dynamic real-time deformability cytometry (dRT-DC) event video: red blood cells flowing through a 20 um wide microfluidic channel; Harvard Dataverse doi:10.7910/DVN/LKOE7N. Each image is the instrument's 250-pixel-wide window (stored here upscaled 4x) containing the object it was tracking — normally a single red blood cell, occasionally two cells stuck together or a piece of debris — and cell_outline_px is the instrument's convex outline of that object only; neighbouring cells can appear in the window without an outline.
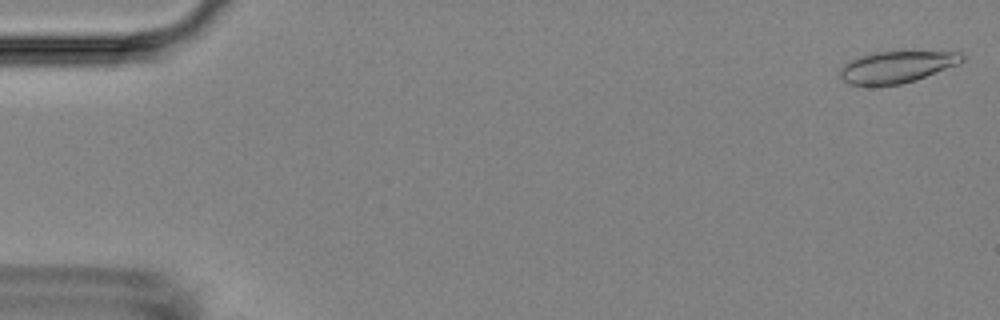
{"species": "Egyptian fruit bat (a non-hibernating species)", "species_latin": "Rousettus aegyptiacus", "temperature_condition": "room temperature", "stored_images_in_passage": 54, "camera_frame_rate_fps": 3000, "um_per_image_px": 0.085, "animal": {"sex": "female"}, "frame": {"image": 1, "passage_image": 1, "time_ms": 0.0, "image_size_px": [1000, 320], "cell_outline_px": [[964, 60], [956, 64], [916, 80], [900, 84], [852, 84], [844, 80], [840, 76], [840, 68], [848, 60], [872, 52], [960, 52], [964, 56]], "centroid_in_image_um": [76.19, 5.67], "position_along_channel_um": 8.8, "area_um2": 21.96}}
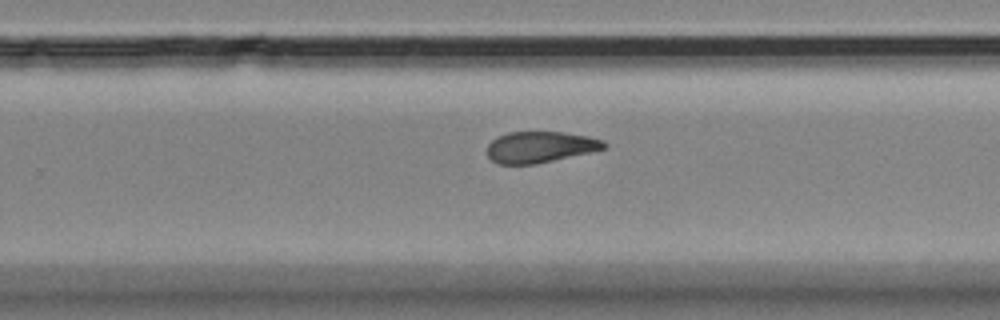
{"frame": {"image": 2, "passage_image": 35, "time_ms": 11.333, "image_size_px": [1000, 320], "cell_outline_px": [[608, 144], [604, 148], [588, 152], [536, 164], [496, 164], [488, 156], [488, 144], [496, 136], [508, 132], [564, 132], [588, 136], [604, 140]], "centroid_in_image_um": [45.88, 12.49], "position_along_channel_um": 283.9, "area_um2": 21.15}}
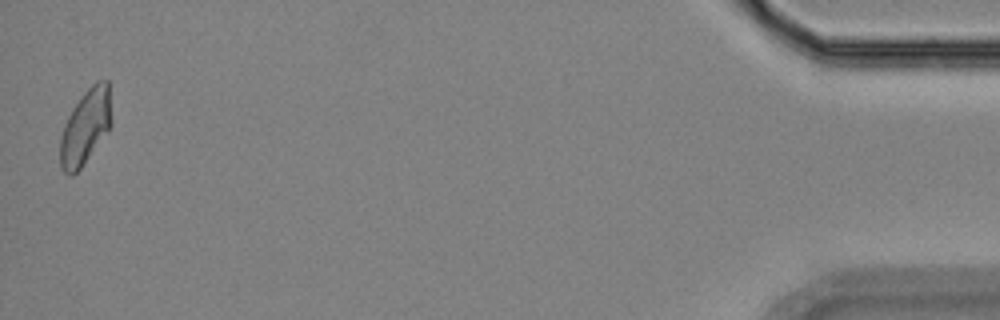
{"frame": {"image": 3, "passage_image": 54, "time_ms": 17.667, "image_size_px": [1000, 320], "cell_outline_px": [[112, 124], [108, 132], [80, 168], [72, 176], [68, 176], [60, 168], [60, 136], [64, 124], [72, 108], [80, 96], [96, 80], [108, 80], [112, 120]], "centroid_in_image_um": [7.26, 10.78], "position_along_channel_um": 427.9, "area_um2": 22.66}, "authors_computed_cell_mechanics": {"area_um2": 22.5131, "velocity_mm_per_s": 3.6449, "shape_relaxation_time_tau1_ms": 8.8165, "shape_relaxation_time_tau2_ms": 2.8867, "deformation_change_tau1": 0.1797, "deformation_change_tau2": 0.1047}}